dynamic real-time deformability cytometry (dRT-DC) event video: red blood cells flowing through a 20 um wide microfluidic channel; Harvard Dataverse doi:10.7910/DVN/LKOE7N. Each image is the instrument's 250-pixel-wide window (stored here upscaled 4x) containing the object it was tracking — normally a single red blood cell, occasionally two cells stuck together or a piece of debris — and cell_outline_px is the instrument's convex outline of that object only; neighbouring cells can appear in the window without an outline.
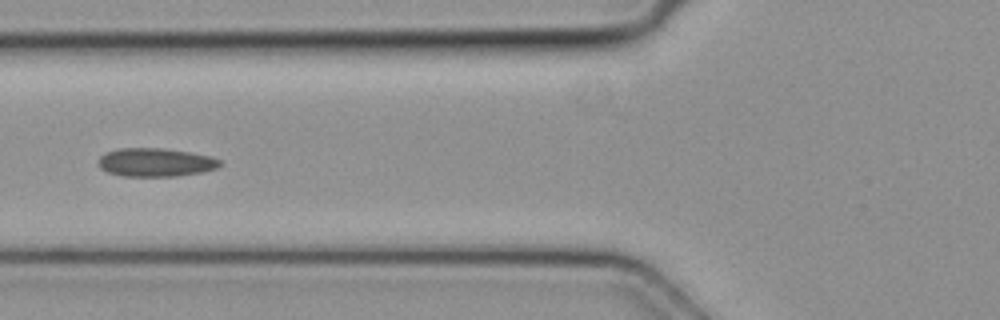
{"species": "common noctule bat (a hibernating species)", "species_latin": "Nyctalus noctula", "temperature_condition": "cold", "stored_images_in_passage": 5, "camera_frame_rate_fps": 3000, "um_per_image_px": 0.085, "animal": {"sex": "female", "body_mass_g": 19.3, "forearm_length_mm": 54.1}, "frame": {"image": 1, "passage_image": 5, "time_ms": 1.333, "image_size_px": [1000, 320], "cell_outline_px": [[224, 164], [216, 168], [204, 172], [176, 176], [120, 176], [108, 172], [100, 168], [96, 160], [100, 156], [116, 148], [164, 148], [212, 156], [220, 160]], "centroid_in_image_um": [13.22, 13.8], "position_along_channel_um": 112.6, "area_um2": 20.4}}